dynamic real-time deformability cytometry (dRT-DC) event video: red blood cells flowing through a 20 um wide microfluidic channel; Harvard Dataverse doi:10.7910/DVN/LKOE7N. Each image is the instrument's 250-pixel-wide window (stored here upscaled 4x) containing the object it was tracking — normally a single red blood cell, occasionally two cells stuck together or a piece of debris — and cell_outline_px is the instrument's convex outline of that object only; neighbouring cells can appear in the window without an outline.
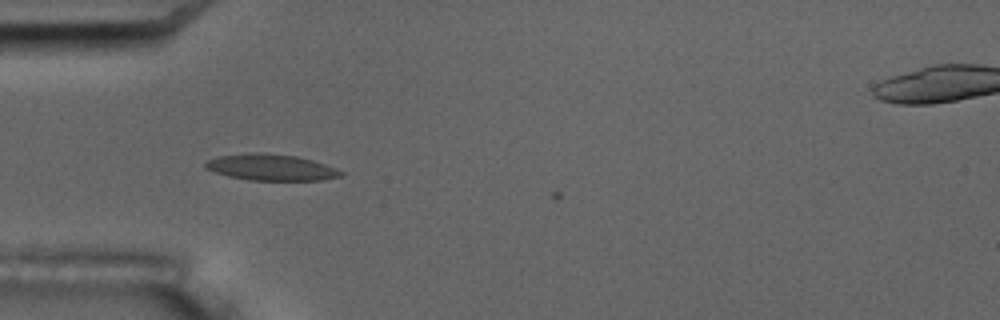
{"species": "common noctule bat (a hibernating species)", "species_latin": "Nyctalus noctula", "temperature_condition": "room temperature", "stored_images_in_passage": 3, "camera_frame_rate_fps": 3000, "um_per_image_px": 0.085, "animal": {"sex": "male", "body_mass_g": 17.5, "forearm_length_mm": 52.3}, "frame": {"image": 1, "passage_image": 2, "time_ms": 2.0, "image_size_px": [1000, 320], "cell_outline_px": [[344, 176], [320, 180], [248, 180], [228, 176], [204, 168], [204, 164], [208, 160], [216, 156], [248, 152], [264, 152], [296, 156], [312, 160], [336, 168], [344, 172]], "centroid_in_image_um": [23.02, 14.21], "position_along_channel_um": 62.0, "area_um2": 20.92}}